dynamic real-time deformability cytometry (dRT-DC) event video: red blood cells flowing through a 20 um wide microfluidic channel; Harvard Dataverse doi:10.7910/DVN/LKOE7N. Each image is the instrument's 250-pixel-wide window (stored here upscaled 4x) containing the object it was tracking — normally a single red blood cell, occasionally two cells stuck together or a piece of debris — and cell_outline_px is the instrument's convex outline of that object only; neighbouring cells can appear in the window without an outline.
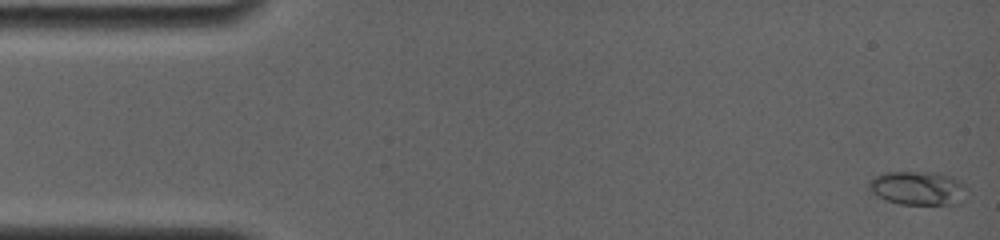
{"species": "common noctule bat (a hibernating species)", "species_latin": "Nyctalus noctula", "temperature_condition": "room temperature", "stored_images_in_passage": 8, "camera_frame_rate_fps": 4000, "um_per_image_px": 0.085, "animal": {"sex": "female", "body_mass_g": 19.0, "forearm_length_mm": 56.7}, "frame": {"image": 1, "passage_image": 1, "time_ms": 0.0, "image_size_px": [1000, 240], "cell_outline_px": [[968, 188], [960, 204], [900, 204], [884, 200], [876, 196], [868, 188], [868, 184], [872, 176], [884, 172], [936, 172], [952, 176], [968, 184]], "centroid_in_image_um": [78.04, 15.98], "position_along_channel_um": 7.0, "area_um2": 19.83}}
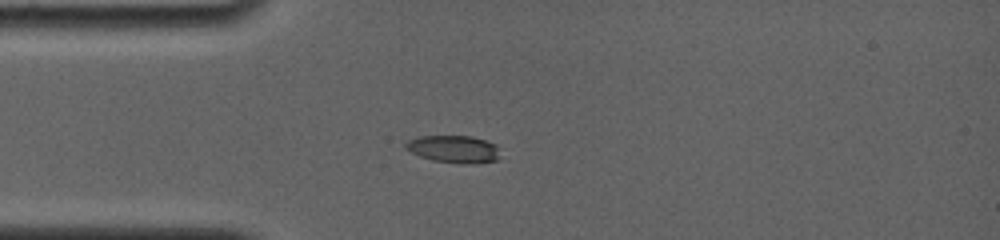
{"frame": {"image": 2, "passage_image": 6, "time_ms": 4.0, "image_size_px": [1000, 240], "cell_outline_px": [[496, 160], [476, 164], [460, 164], [432, 160], [420, 156], [404, 148], [404, 144], [408, 140], [420, 136], [472, 136], [496, 144]], "centroid_in_image_um": [38.52, 12.67], "position_along_channel_um": 46.5, "area_um2": 14.97}}
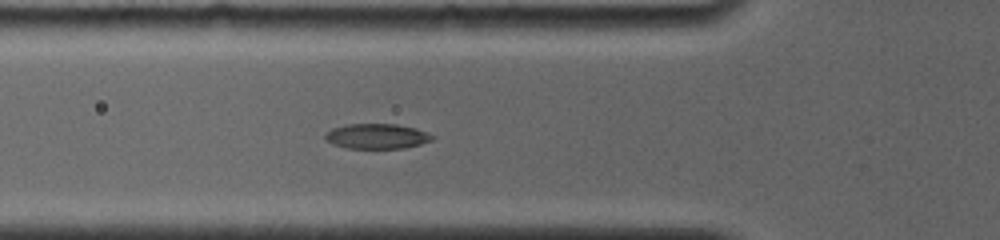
{"frame": {"image": 3, "passage_image": 8, "time_ms": 5.5, "image_size_px": [1000, 240], "cell_outline_px": [[436, 136], [432, 140], [420, 144], [404, 148], [348, 148], [332, 144], [324, 140], [324, 132], [332, 128], [348, 124], [396, 124], [416, 128], [428, 132]], "centroid_in_image_um": [32.02, 11.57], "position_along_channel_um": 93.8, "area_um2": 15.84}}